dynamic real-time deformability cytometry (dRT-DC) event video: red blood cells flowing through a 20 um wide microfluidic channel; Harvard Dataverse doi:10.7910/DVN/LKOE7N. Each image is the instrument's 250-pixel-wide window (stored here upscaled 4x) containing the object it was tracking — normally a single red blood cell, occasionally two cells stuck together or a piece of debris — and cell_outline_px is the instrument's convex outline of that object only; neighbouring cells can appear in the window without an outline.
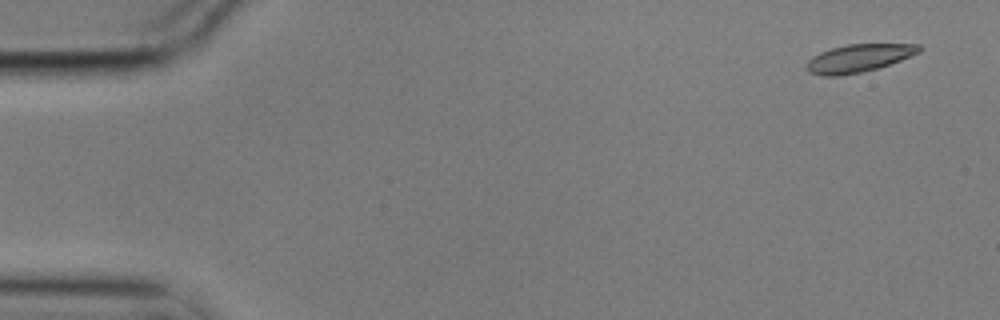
{"species": "common noctule bat (a hibernating species)", "species_latin": "Nyctalus noctula", "temperature_condition": "cold", "stored_images_in_passage": 3, "camera_frame_rate_fps": 3000, "um_per_image_px": 0.085, "animal": {"sex": "male", "body_mass_g": 17.9}, "frame": {"image": 1, "passage_image": 1, "time_ms": 0.0, "image_size_px": [1000, 320], "cell_outline_px": [[924, 48], [920, 52], [900, 60], [876, 68], [860, 72], [840, 76], [824, 76], [808, 72], [804, 68], [808, 60], [812, 56], [820, 52], [832, 48], [848, 44], [920, 44]], "centroid_in_image_um": [72.96, 4.94], "position_along_channel_um": 12.0, "area_um2": 18.26}}
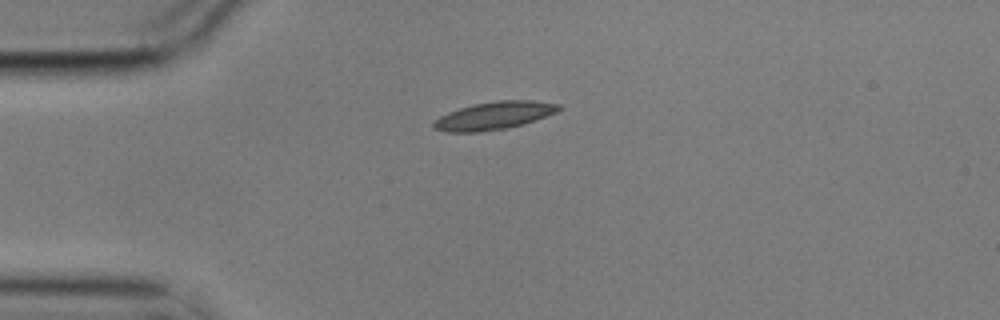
{"frame": {"image": 2, "passage_image": 3, "time_ms": 0.667, "image_size_px": [1000, 320], "cell_outline_px": [[564, 108], [556, 112], [524, 124], [508, 128], [476, 132], [448, 132], [432, 128], [432, 120], [448, 112], [460, 108], [476, 104], [496, 100], [532, 100], [560, 104]], "centroid_in_image_um": [41.99, 9.83], "position_along_channel_um": 43.0, "area_um2": 20.35}}